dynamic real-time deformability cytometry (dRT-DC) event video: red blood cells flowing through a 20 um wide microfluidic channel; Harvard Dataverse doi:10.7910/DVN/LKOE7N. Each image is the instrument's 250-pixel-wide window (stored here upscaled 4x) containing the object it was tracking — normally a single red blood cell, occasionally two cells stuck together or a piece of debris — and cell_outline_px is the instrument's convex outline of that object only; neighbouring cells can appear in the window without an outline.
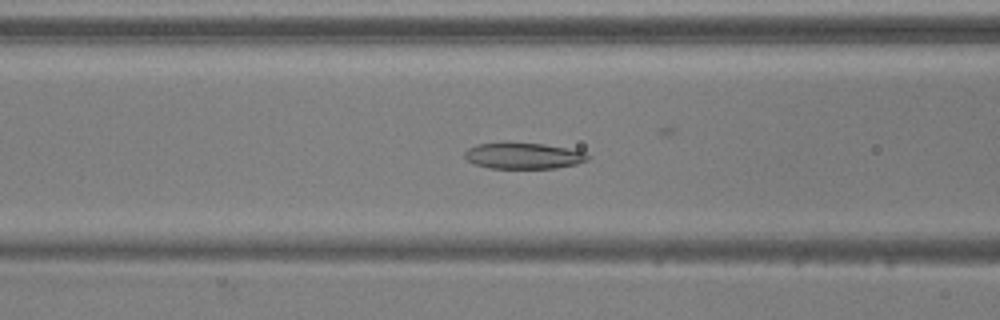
{"species": "common noctule bat (a hibernating species)", "species_latin": "Nyctalus noctula", "temperature_condition": "warm", "stored_images_in_passage": 42, "camera_frame_rate_fps": 3000, "um_per_image_px": 0.085, "animal": {"sex": "male", "body_mass_g": 20.5, "forearm_length_mm": 52.5}, "frame": {"image": 1, "passage_image": 22, "time_ms": 7.0, "image_size_px": [1000, 320], "cell_outline_px": [[588, 160], [576, 164], [556, 168], [488, 168], [472, 164], [464, 156], [464, 152], [468, 148], [476, 144], [544, 144], [584, 152], [588, 156]], "centroid_in_image_um": [44.45, 13.27], "position_along_channel_um": 122.1, "area_um2": 18.26}}
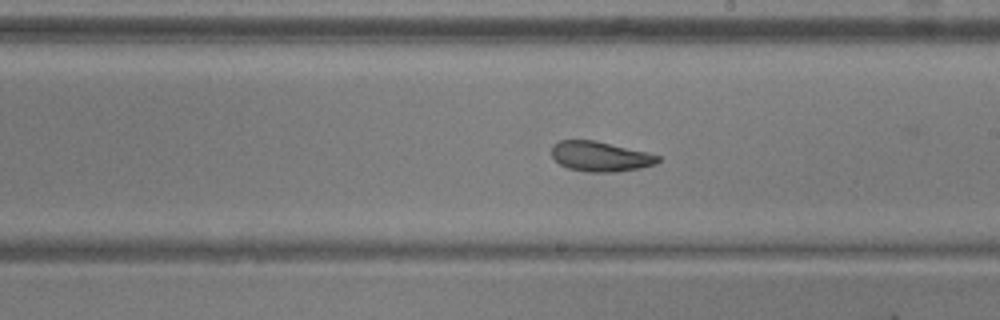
{"frame": {"image": 2, "passage_image": 31, "time_ms": 10.0, "image_size_px": [1000, 320], "cell_outline_px": [[660, 160], [656, 164], [640, 168], [616, 172], [588, 172], [568, 168], [560, 164], [552, 156], [552, 144], [560, 140], [596, 140], [648, 152], [660, 156]], "centroid_in_image_um": [51.04, 13.29], "position_along_channel_um": 238.0, "area_um2": 18.73}}
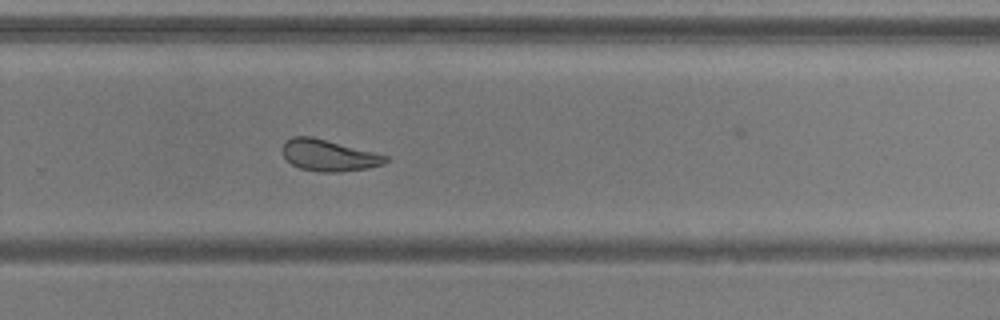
{"frame": {"image": 3, "passage_image": 36, "time_ms": 11.667, "image_size_px": [1000, 320], "cell_outline_px": [[388, 160], [384, 164], [368, 168], [340, 172], [320, 172], [300, 168], [292, 164], [280, 152], [280, 148], [292, 136], [312, 136], [388, 156]], "centroid_in_image_um": [27.91, 13.21], "position_along_channel_um": 301.9, "area_um2": 18.84}}